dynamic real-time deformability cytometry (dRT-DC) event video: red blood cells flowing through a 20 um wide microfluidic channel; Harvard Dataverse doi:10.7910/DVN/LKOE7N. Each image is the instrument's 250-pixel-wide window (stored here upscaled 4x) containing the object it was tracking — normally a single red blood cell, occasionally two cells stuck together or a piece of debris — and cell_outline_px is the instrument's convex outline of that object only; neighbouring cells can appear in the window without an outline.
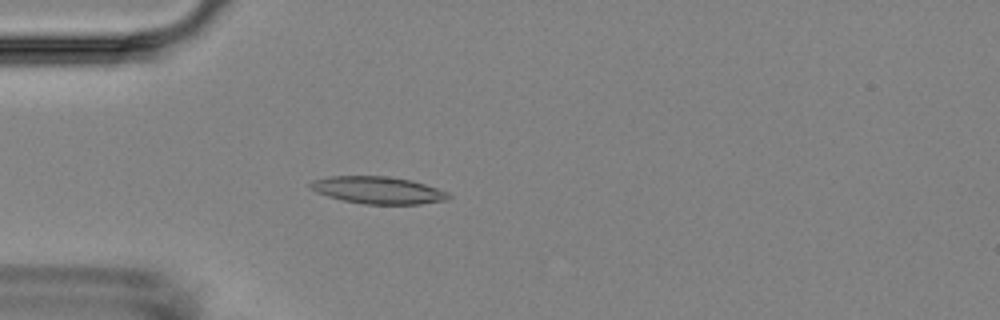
{"species": "Egyptian fruit bat (a non-hibernating species)", "species_latin": "Rousettus aegyptiacus", "temperature_condition": "room temperature", "stored_images_in_passage": 1, "camera_frame_rate_fps": 3000, "um_per_image_px": 0.085, "animal": {"sex": "female"}, "frame": {"image": 1, "passage_image": 1, "time_ms": 0.0, "image_size_px": [1000, 320], "cell_outline_px": [[452, 196], [444, 200], [420, 204], [364, 204], [344, 200], [328, 196], [316, 192], [308, 188], [308, 184], [312, 180], [328, 176], [388, 176], [412, 180], [448, 192]], "centroid_in_image_um": [32.09, 16.15], "position_along_channel_um": 52.9, "area_um2": 21.91}}